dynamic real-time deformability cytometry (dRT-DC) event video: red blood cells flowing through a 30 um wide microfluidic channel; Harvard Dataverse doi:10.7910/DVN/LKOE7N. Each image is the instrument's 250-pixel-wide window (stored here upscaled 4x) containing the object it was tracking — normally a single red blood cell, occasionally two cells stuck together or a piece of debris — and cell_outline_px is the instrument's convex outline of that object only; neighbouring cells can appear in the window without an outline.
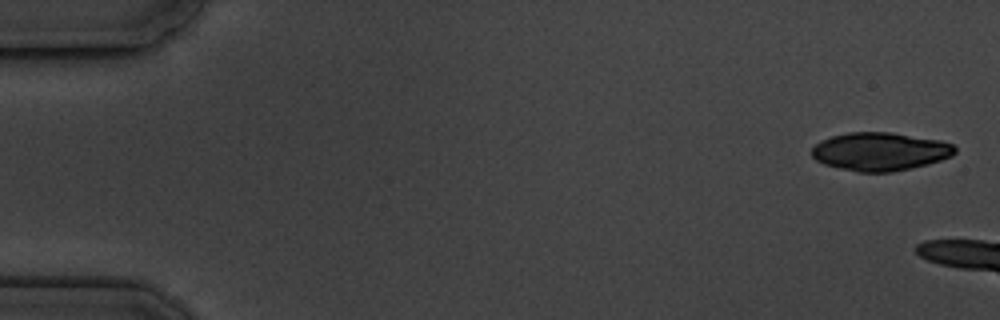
{"species": "common noctule bat (a hibernating species)", "species_latin": "Nyctalus noctula", "temperature_condition": "cold", "stored_images_in_passage": 4, "camera_frame_rate_fps": 3000, "um_per_image_px": 0.085, "animal": {"sex": "male", "body_mass_g": 19.5, "forearm_length_mm": 54.6}, "frame": {"image": 1, "passage_image": 1, "time_ms": 0.0, "image_size_px": [1000, 320], "cell_outline_px": [[956, 152], [952, 156], [928, 164], [912, 168], [892, 172], [856, 172], [824, 164], [816, 160], [812, 156], [812, 148], [820, 140], [832, 136], [848, 132], [892, 132], [940, 140], [952, 144], [956, 148]], "centroid_in_image_um": [74.81, 12.88], "position_along_channel_um": 10.2, "area_um2": 32.02}}